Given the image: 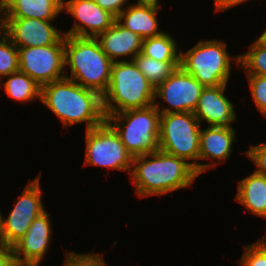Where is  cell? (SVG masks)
I'll return each instance as SVG.
<instances>
[{"label": "cell", "mask_w": 266, "mask_h": 266, "mask_svg": "<svg viewBox=\"0 0 266 266\" xmlns=\"http://www.w3.org/2000/svg\"><path fill=\"white\" fill-rule=\"evenodd\" d=\"M130 174L139 197L165 195L187 188L198 177L195 168L185 159L159 149L153 153L134 156Z\"/></svg>", "instance_id": "1"}, {"label": "cell", "mask_w": 266, "mask_h": 266, "mask_svg": "<svg viewBox=\"0 0 266 266\" xmlns=\"http://www.w3.org/2000/svg\"><path fill=\"white\" fill-rule=\"evenodd\" d=\"M40 101L62 121L64 127L86 123V131L106 121L102 96L63 78L41 86Z\"/></svg>", "instance_id": "2"}, {"label": "cell", "mask_w": 266, "mask_h": 266, "mask_svg": "<svg viewBox=\"0 0 266 266\" xmlns=\"http://www.w3.org/2000/svg\"><path fill=\"white\" fill-rule=\"evenodd\" d=\"M64 61L71 70V77L65 78L101 96L107 91L113 62L96 38L65 35Z\"/></svg>", "instance_id": "3"}, {"label": "cell", "mask_w": 266, "mask_h": 266, "mask_svg": "<svg viewBox=\"0 0 266 266\" xmlns=\"http://www.w3.org/2000/svg\"><path fill=\"white\" fill-rule=\"evenodd\" d=\"M155 101V88L133 60L113 62L110 83L102 96L105 116L129 109L145 108Z\"/></svg>", "instance_id": "4"}, {"label": "cell", "mask_w": 266, "mask_h": 266, "mask_svg": "<svg viewBox=\"0 0 266 266\" xmlns=\"http://www.w3.org/2000/svg\"><path fill=\"white\" fill-rule=\"evenodd\" d=\"M160 112L155 105L129 109L106 117L126 150L134 157L159 149ZM124 120V121H123Z\"/></svg>", "instance_id": "5"}, {"label": "cell", "mask_w": 266, "mask_h": 266, "mask_svg": "<svg viewBox=\"0 0 266 266\" xmlns=\"http://www.w3.org/2000/svg\"><path fill=\"white\" fill-rule=\"evenodd\" d=\"M201 127L193 112L166 113L160 116L159 150L185 159L195 168L198 176L218 164L216 161L209 164L197 162Z\"/></svg>", "instance_id": "6"}, {"label": "cell", "mask_w": 266, "mask_h": 266, "mask_svg": "<svg viewBox=\"0 0 266 266\" xmlns=\"http://www.w3.org/2000/svg\"><path fill=\"white\" fill-rule=\"evenodd\" d=\"M226 43L220 40H203L180 55V66L204 87L227 84L231 61L239 64V56L230 57Z\"/></svg>", "instance_id": "7"}, {"label": "cell", "mask_w": 266, "mask_h": 266, "mask_svg": "<svg viewBox=\"0 0 266 266\" xmlns=\"http://www.w3.org/2000/svg\"><path fill=\"white\" fill-rule=\"evenodd\" d=\"M84 165L131 172L133 156L126 150L115 130L105 121L85 133Z\"/></svg>", "instance_id": "8"}, {"label": "cell", "mask_w": 266, "mask_h": 266, "mask_svg": "<svg viewBox=\"0 0 266 266\" xmlns=\"http://www.w3.org/2000/svg\"><path fill=\"white\" fill-rule=\"evenodd\" d=\"M40 176L27 184L9 215L3 219L0 212V242L13 246L28 231L34 219L45 212L41 197Z\"/></svg>", "instance_id": "9"}, {"label": "cell", "mask_w": 266, "mask_h": 266, "mask_svg": "<svg viewBox=\"0 0 266 266\" xmlns=\"http://www.w3.org/2000/svg\"><path fill=\"white\" fill-rule=\"evenodd\" d=\"M65 36L55 45L18 48L19 71L43 86L65 78Z\"/></svg>", "instance_id": "10"}, {"label": "cell", "mask_w": 266, "mask_h": 266, "mask_svg": "<svg viewBox=\"0 0 266 266\" xmlns=\"http://www.w3.org/2000/svg\"><path fill=\"white\" fill-rule=\"evenodd\" d=\"M204 86L179 66L170 77L155 89V99H163L170 108H161L154 102L160 114L194 112Z\"/></svg>", "instance_id": "11"}, {"label": "cell", "mask_w": 266, "mask_h": 266, "mask_svg": "<svg viewBox=\"0 0 266 266\" xmlns=\"http://www.w3.org/2000/svg\"><path fill=\"white\" fill-rule=\"evenodd\" d=\"M62 11L75 18L73 28L64 31V35L70 36L96 38L110 28L117 19L94 0H63Z\"/></svg>", "instance_id": "12"}, {"label": "cell", "mask_w": 266, "mask_h": 266, "mask_svg": "<svg viewBox=\"0 0 266 266\" xmlns=\"http://www.w3.org/2000/svg\"><path fill=\"white\" fill-rule=\"evenodd\" d=\"M51 22L33 18H5V35L17 48L55 45L65 35Z\"/></svg>", "instance_id": "13"}, {"label": "cell", "mask_w": 266, "mask_h": 266, "mask_svg": "<svg viewBox=\"0 0 266 266\" xmlns=\"http://www.w3.org/2000/svg\"><path fill=\"white\" fill-rule=\"evenodd\" d=\"M51 231V220L45 211L34 219L26 234L12 246L18 266L39 265L48 251Z\"/></svg>", "instance_id": "14"}, {"label": "cell", "mask_w": 266, "mask_h": 266, "mask_svg": "<svg viewBox=\"0 0 266 266\" xmlns=\"http://www.w3.org/2000/svg\"><path fill=\"white\" fill-rule=\"evenodd\" d=\"M226 86L204 87L193 112L200 124L205 121L209 126L232 127L237 121L234 105L225 96Z\"/></svg>", "instance_id": "15"}, {"label": "cell", "mask_w": 266, "mask_h": 266, "mask_svg": "<svg viewBox=\"0 0 266 266\" xmlns=\"http://www.w3.org/2000/svg\"><path fill=\"white\" fill-rule=\"evenodd\" d=\"M96 39L102 51L112 62H118L119 57L129 58L131 56L130 60H133L142 50L141 36L126 29L117 20Z\"/></svg>", "instance_id": "16"}, {"label": "cell", "mask_w": 266, "mask_h": 266, "mask_svg": "<svg viewBox=\"0 0 266 266\" xmlns=\"http://www.w3.org/2000/svg\"><path fill=\"white\" fill-rule=\"evenodd\" d=\"M5 18L53 21L63 10V0H0Z\"/></svg>", "instance_id": "17"}, {"label": "cell", "mask_w": 266, "mask_h": 266, "mask_svg": "<svg viewBox=\"0 0 266 266\" xmlns=\"http://www.w3.org/2000/svg\"><path fill=\"white\" fill-rule=\"evenodd\" d=\"M235 140L236 132L233 127L208 126L201 129L199 160H227Z\"/></svg>", "instance_id": "18"}, {"label": "cell", "mask_w": 266, "mask_h": 266, "mask_svg": "<svg viewBox=\"0 0 266 266\" xmlns=\"http://www.w3.org/2000/svg\"><path fill=\"white\" fill-rule=\"evenodd\" d=\"M159 10L160 7L155 5L129 4L116 20L126 29L141 36L142 39L151 38L163 32L158 29Z\"/></svg>", "instance_id": "19"}, {"label": "cell", "mask_w": 266, "mask_h": 266, "mask_svg": "<svg viewBox=\"0 0 266 266\" xmlns=\"http://www.w3.org/2000/svg\"><path fill=\"white\" fill-rule=\"evenodd\" d=\"M235 200L252 214L266 219V177L254 171L239 180Z\"/></svg>", "instance_id": "20"}, {"label": "cell", "mask_w": 266, "mask_h": 266, "mask_svg": "<svg viewBox=\"0 0 266 266\" xmlns=\"http://www.w3.org/2000/svg\"><path fill=\"white\" fill-rule=\"evenodd\" d=\"M169 33L143 39L141 53L161 62H180L177 41Z\"/></svg>", "instance_id": "21"}, {"label": "cell", "mask_w": 266, "mask_h": 266, "mask_svg": "<svg viewBox=\"0 0 266 266\" xmlns=\"http://www.w3.org/2000/svg\"><path fill=\"white\" fill-rule=\"evenodd\" d=\"M8 77V78H7ZM6 81H0V87L4 89L8 97L19 102H31L34 99H40L41 86L37 84L27 74L17 71L6 76ZM2 83V85H1Z\"/></svg>", "instance_id": "22"}, {"label": "cell", "mask_w": 266, "mask_h": 266, "mask_svg": "<svg viewBox=\"0 0 266 266\" xmlns=\"http://www.w3.org/2000/svg\"><path fill=\"white\" fill-rule=\"evenodd\" d=\"M133 61L155 89L180 66V62L157 61L141 52L133 58Z\"/></svg>", "instance_id": "23"}, {"label": "cell", "mask_w": 266, "mask_h": 266, "mask_svg": "<svg viewBox=\"0 0 266 266\" xmlns=\"http://www.w3.org/2000/svg\"><path fill=\"white\" fill-rule=\"evenodd\" d=\"M246 75L266 76V43L258 38L249 47V52L239 55V64Z\"/></svg>", "instance_id": "24"}, {"label": "cell", "mask_w": 266, "mask_h": 266, "mask_svg": "<svg viewBox=\"0 0 266 266\" xmlns=\"http://www.w3.org/2000/svg\"><path fill=\"white\" fill-rule=\"evenodd\" d=\"M19 71L18 48L5 35L0 39V81L11 73Z\"/></svg>", "instance_id": "25"}, {"label": "cell", "mask_w": 266, "mask_h": 266, "mask_svg": "<svg viewBox=\"0 0 266 266\" xmlns=\"http://www.w3.org/2000/svg\"><path fill=\"white\" fill-rule=\"evenodd\" d=\"M240 266H266V235L254 244L245 245Z\"/></svg>", "instance_id": "26"}, {"label": "cell", "mask_w": 266, "mask_h": 266, "mask_svg": "<svg viewBox=\"0 0 266 266\" xmlns=\"http://www.w3.org/2000/svg\"><path fill=\"white\" fill-rule=\"evenodd\" d=\"M247 78L254 103L266 117V76L247 75Z\"/></svg>", "instance_id": "27"}, {"label": "cell", "mask_w": 266, "mask_h": 266, "mask_svg": "<svg viewBox=\"0 0 266 266\" xmlns=\"http://www.w3.org/2000/svg\"><path fill=\"white\" fill-rule=\"evenodd\" d=\"M63 266H107L103 255L99 253L78 254L66 252Z\"/></svg>", "instance_id": "28"}, {"label": "cell", "mask_w": 266, "mask_h": 266, "mask_svg": "<svg viewBox=\"0 0 266 266\" xmlns=\"http://www.w3.org/2000/svg\"><path fill=\"white\" fill-rule=\"evenodd\" d=\"M245 154L257 166L255 172L266 177V143L255 146L252 145Z\"/></svg>", "instance_id": "29"}, {"label": "cell", "mask_w": 266, "mask_h": 266, "mask_svg": "<svg viewBox=\"0 0 266 266\" xmlns=\"http://www.w3.org/2000/svg\"><path fill=\"white\" fill-rule=\"evenodd\" d=\"M102 9L107 10L116 18L127 8L128 0H94ZM125 5V6H124ZM124 6V7H123Z\"/></svg>", "instance_id": "30"}, {"label": "cell", "mask_w": 266, "mask_h": 266, "mask_svg": "<svg viewBox=\"0 0 266 266\" xmlns=\"http://www.w3.org/2000/svg\"><path fill=\"white\" fill-rule=\"evenodd\" d=\"M0 266H18L12 246L0 242Z\"/></svg>", "instance_id": "31"}, {"label": "cell", "mask_w": 266, "mask_h": 266, "mask_svg": "<svg viewBox=\"0 0 266 266\" xmlns=\"http://www.w3.org/2000/svg\"><path fill=\"white\" fill-rule=\"evenodd\" d=\"M214 11L215 12H220V11H224L227 9H230L236 5H239L243 2H246L248 0H214Z\"/></svg>", "instance_id": "32"}, {"label": "cell", "mask_w": 266, "mask_h": 266, "mask_svg": "<svg viewBox=\"0 0 266 266\" xmlns=\"http://www.w3.org/2000/svg\"><path fill=\"white\" fill-rule=\"evenodd\" d=\"M5 36V17L0 7V39Z\"/></svg>", "instance_id": "33"}, {"label": "cell", "mask_w": 266, "mask_h": 266, "mask_svg": "<svg viewBox=\"0 0 266 266\" xmlns=\"http://www.w3.org/2000/svg\"><path fill=\"white\" fill-rule=\"evenodd\" d=\"M137 4H144V5H155L161 7V4L158 0H137Z\"/></svg>", "instance_id": "34"}, {"label": "cell", "mask_w": 266, "mask_h": 266, "mask_svg": "<svg viewBox=\"0 0 266 266\" xmlns=\"http://www.w3.org/2000/svg\"><path fill=\"white\" fill-rule=\"evenodd\" d=\"M261 40H263L266 43V29L263 32V34H261V36L259 37Z\"/></svg>", "instance_id": "35"}]
</instances>
